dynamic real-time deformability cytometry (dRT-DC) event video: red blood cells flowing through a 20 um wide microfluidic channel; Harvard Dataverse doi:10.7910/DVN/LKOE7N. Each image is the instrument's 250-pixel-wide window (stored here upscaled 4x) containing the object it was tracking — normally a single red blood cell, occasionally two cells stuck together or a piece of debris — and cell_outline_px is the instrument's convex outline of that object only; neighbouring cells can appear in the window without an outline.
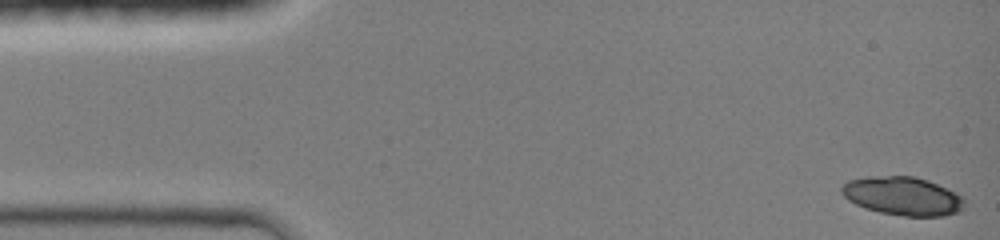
{"species": "common noctule bat (a hibernating species)", "species_latin": "Nyctalus noctula", "temperature_condition": "room temperature", "stored_images_in_passage": 43, "camera_frame_rate_fps": 3000, "um_per_image_px": 0.085, "animal": {"sex": "female", "body_mass_g": 19.0, "forearm_length_mm": 51.5}, "frame": {"image": 1, "passage_image": 1, "time_ms": 0.0, "image_size_px": [1000, 240], "cell_outline_px": [[964, 208], [960, 212], [944, 216], [904, 216], [880, 212], [864, 208], [848, 200], [840, 192], [840, 188], [848, 180], [868, 176], [912, 176], [928, 180], [956, 192], [964, 196]], "centroid_in_image_um": [76.75, 16.66], "position_along_channel_um": 8.3, "area_um2": 27.8}}
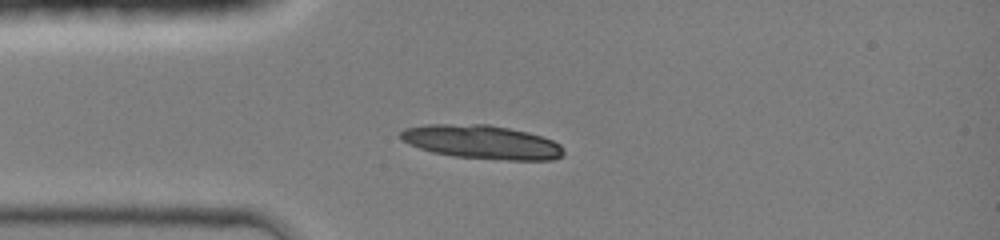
{"frame": {"image": 2, "passage_image": 11, "time_ms": 3.333, "image_size_px": [1000, 240], "cell_outline_px": [[564, 156], [552, 160], [508, 160], [452, 156], [432, 152], [408, 144], [396, 136], [404, 128], [424, 124], [488, 124], [528, 132], [552, 140], [560, 144], [564, 152]], "centroid_in_image_um": [40.92, 12.07], "position_along_channel_um": 44.1, "area_um2": 32.31}}